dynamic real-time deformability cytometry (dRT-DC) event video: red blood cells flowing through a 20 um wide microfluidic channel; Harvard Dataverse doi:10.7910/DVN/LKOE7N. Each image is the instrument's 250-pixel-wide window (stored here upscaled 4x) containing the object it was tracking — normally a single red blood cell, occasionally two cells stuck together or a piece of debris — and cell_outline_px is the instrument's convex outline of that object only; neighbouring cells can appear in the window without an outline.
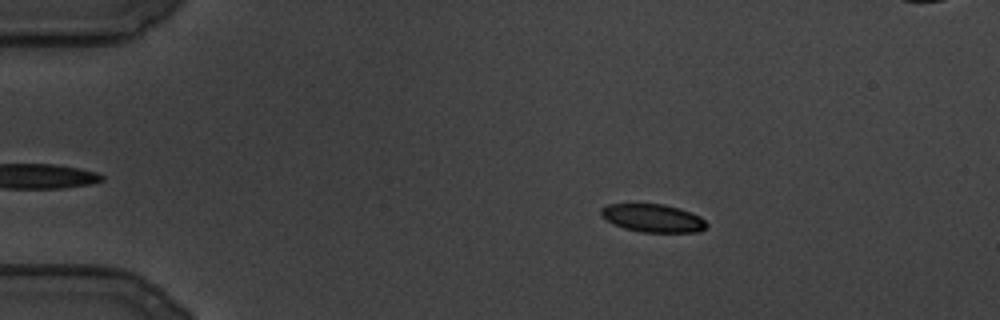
{"species": "common noctule bat (a hibernating species)", "species_latin": "Nyctalus noctula", "temperature_condition": "cold", "stored_images_in_passage": 120, "camera_frame_rate_fps": 3000, "um_per_image_px": 0.085, "animal": {"sex": "male", "body_mass_g": 19.5, "forearm_length_mm": 54.6}, "frame": {"image": 1, "passage_image": 22, "time_ms": 7.0, "image_size_px": [1000, 320], "cell_outline_px": [[708, 228], [700, 232], [640, 232], [624, 228], [600, 216], [600, 208], [608, 204], [664, 204], [680, 208], [692, 212], [700, 216], [708, 224]], "centroid_in_image_um": [55.54, 18.54], "position_along_channel_um": 29.5, "area_um2": 17.4}}
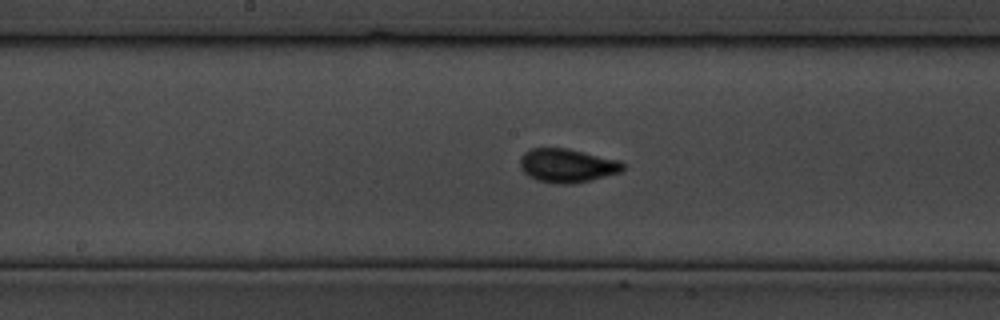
{"frame": {"image": 2, "passage_image": 63, "time_ms": 20.667, "image_size_px": [1000, 320], "cell_outline_px": [[624, 168], [620, 172], [572, 184], [560, 184], [536, 180], [528, 176], [520, 168], [520, 156], [524, 152], [532, 148], [568, 148], [620, 160], [624, 164]], "centroid_in_image_um": [48.18, 14.06], "position_along_channel_um": 200.0, "area_um2": 20.23}}
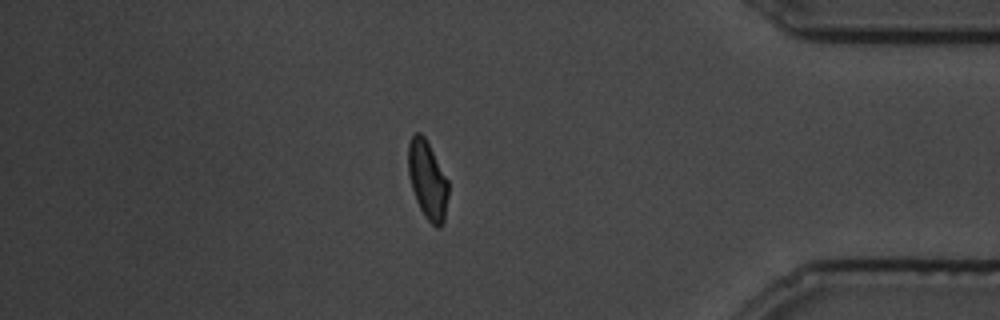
{"frame": {"image": 3, "passage_image": 103, "time_ms": 34.0, "image_size_px": [1000, 320], "cell_outline_px": [[448, 196], [444, 220], [440, 228], [436, 228], [424, 216], [416, 200], [408, 176], [408, 144], [412, 136], [416, 132], [420, 132], [424, 136], [448, 180]], "centroid_in_image_um": [36.33, 15.32], "position_along_channel_um": 398.9, "area_um2": 18.21}}